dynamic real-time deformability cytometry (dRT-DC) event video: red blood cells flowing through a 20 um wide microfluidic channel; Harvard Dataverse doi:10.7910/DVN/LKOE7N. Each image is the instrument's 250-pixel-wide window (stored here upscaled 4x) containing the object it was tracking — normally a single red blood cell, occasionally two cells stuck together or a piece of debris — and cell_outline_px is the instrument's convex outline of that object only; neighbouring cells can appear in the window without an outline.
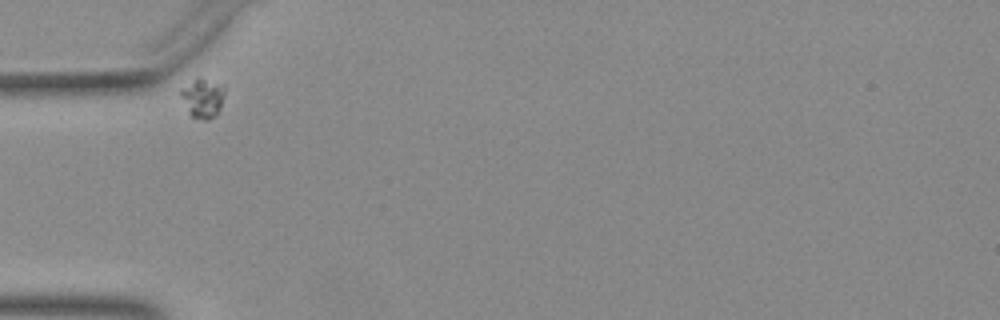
{"species": "Egyptian fruit bat (a non-hibernating species)", "species_latin": "Rousettus aegyptiacus", "temperature_condition": "warm", "stored_images_in_passage": 32, "camera_frame_rate_fps": 3000, "um_per_image_px": 0.085, "animal": {"sex": "female"}, "frame": {"image": 1, "passage_image": 1, "time_ms": 0.0, "image_size_px": [1000, 320], "cell_outline_px": [[224, 92], [220, 112], [216, 116], [208, 120], [204, 120], [192, 116], [188, 112], [180, 96], [180, 88], [196, 76], [200, 76], [224, 84]], "centroid_in_image_um": [17.23, 8.29], "position_along_channel_um": 67.8, "area_um2": 10.52}}